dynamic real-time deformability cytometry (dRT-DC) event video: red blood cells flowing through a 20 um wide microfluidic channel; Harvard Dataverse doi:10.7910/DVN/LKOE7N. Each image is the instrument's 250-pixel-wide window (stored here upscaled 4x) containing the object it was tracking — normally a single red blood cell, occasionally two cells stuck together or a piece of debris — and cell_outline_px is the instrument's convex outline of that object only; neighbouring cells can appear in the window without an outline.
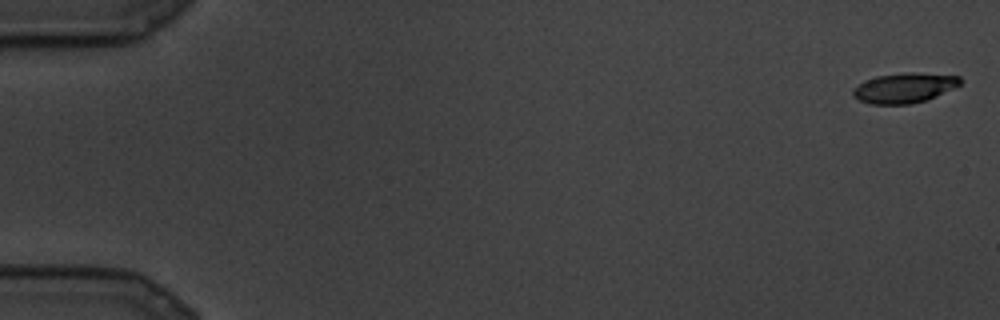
{"species": "common noctule bat (a hibernating species)", "species_latin": "Nyctalus noctula", "temperature_condition": "cold", "stored_images_in_passage": 14, "camera_frame_rate_fps": 3000, "um_per_image_px": 0.085, "animal": {"sex": "male", "body_mass_g": 19.5, "forearm_length_mm": 54.6}, "frame": {"image": 1, "passage_image": 1, "time_ms": 0.0, "image_size_px": [1000, 320], "cell_outline_px": [[964, 80], [956, 88], [936, 96], [912, 104], [868, 104], [852, 96], [852, 92], [864, 80], [876, 76], [908, 72], [916, 72], [960, 76]], "centroid_in_image_um": [76.91, 7.46], "position_along_channel_um": 8.1, "area_um2": 18.84}}
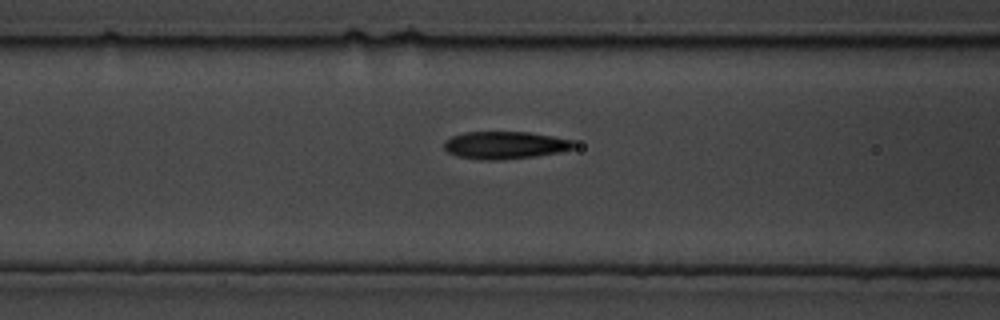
{"frame": {"image": 2, "passage_image": 11, "time_ms": 3.333, "image_size_px": [1000, 320], "cell_outline_px": [[576, 144], [572, 148], [560, 152], [536, 156], [500, 160], [484, 160], [456, 156], [448, 152], [444, 148], [444, 140], [452, 136], [464, 132], [528, 132], [552, 136], [572, 140]], "centroid_in_image_um": [42.89, 12.34], "position_along_channel_um": 123.7, "area_um2": 20.81}}
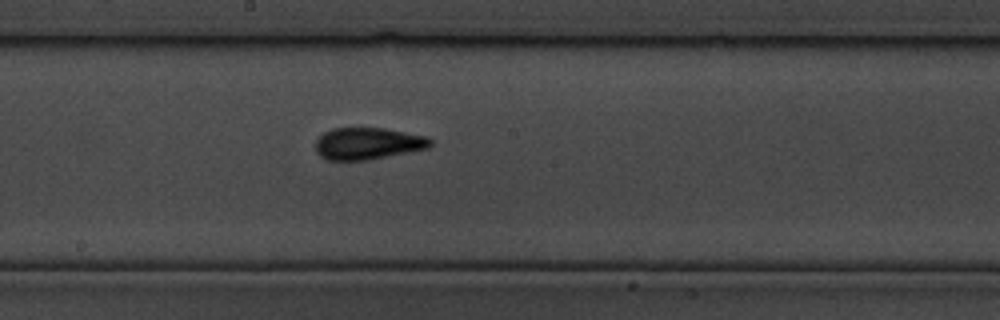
{"frame": {"image": 3, "passage_image": 14, "time_ms": 4.333, "image_size_px": [1000, 320], "cell_outline_px": [[432, 144], [428, 148], [368, 160], [328, 160], [320, 156], [316, 152], [316, 140], [324, 132], [332, 128], [384, 128], [428, 136], [432, 140]], "centroid_in_image_um": [31.27, 12.19], "position_along_channel_um": 216.9, "area_um2": 21.39}}